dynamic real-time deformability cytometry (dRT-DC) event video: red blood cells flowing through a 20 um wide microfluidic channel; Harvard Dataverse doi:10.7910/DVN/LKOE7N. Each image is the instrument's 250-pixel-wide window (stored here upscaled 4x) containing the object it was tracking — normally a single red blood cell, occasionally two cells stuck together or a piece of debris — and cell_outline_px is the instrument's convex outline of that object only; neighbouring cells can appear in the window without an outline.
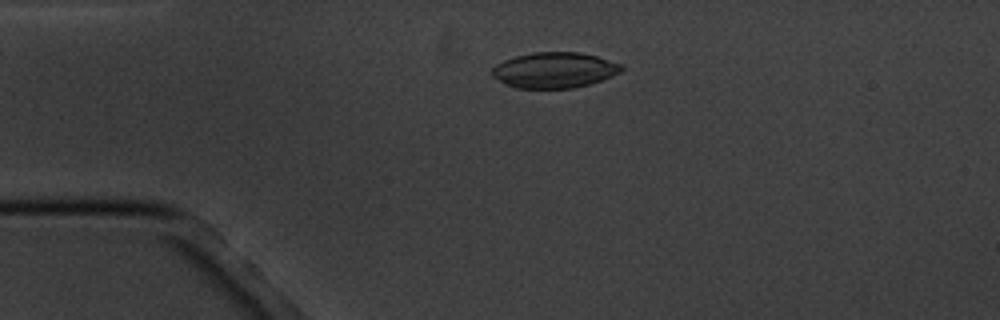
{"species": "common noctule bat (a hibernating species)", "species_latin": "Nyctalus noctula", "temperature_condition": "cold", "stored_images_in_passage": 5, "camera_frame_rate_fps": 3000, "um_per_image_px": 0.085, "animal": {"sex": "male", "body_mass_g": 20.1, "forearm_length_mm": 53.5}, "frame": {"image": 1, "passage_image": 4, "time_ms": 3.333, "image_size_px": [1000, 320], "cell_outline_px": [[624, 68], [620, 72], [612, 76], [588, 84], [572, 88], [516, 88], [504, 84], [492, 76], [488, 72], [496, 64], [504, 60], [516, 56], [532, 52], [580, 52], [596, 56], [624, 64]], "centroid_in_image_um": [47.1, 5.95], "position_along_channel_um": 37.9, "area_um2": 27.05}}